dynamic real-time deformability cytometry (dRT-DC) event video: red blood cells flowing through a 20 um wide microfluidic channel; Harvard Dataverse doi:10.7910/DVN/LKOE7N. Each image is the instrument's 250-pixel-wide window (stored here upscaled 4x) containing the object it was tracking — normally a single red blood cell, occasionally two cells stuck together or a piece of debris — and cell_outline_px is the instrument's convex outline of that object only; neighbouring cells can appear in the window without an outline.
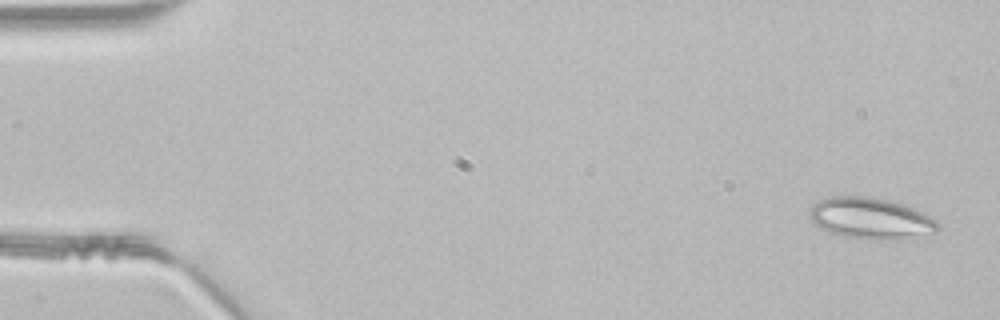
{"species": "common noctule bat (a hibernating species)", "species_latin": "Nyctalus noctula", "temperature_condition": "room temperature", "stored_images_in_passage": 48, "camera_frame_rate_fps": 3000, "um_per_image_px": 0.085, "animal": {"sex": "male", "body_mass_g": 21.5, "forearm_length_mm": 52.0}, "frame": {"image": 1, "passage_image": 2, "time_ms": 0.333, "image_size_px": [1000, 320], "cell_outline_px": [[940, 228], [936, 232], [908, 240], [892, 240], [852, 236], [828, 232], [820, 228], [808, 216], [808, 212], [812, 204], [820, 200], [832, 196], [872, 196], [904, 204], [936, 220], [940, 224]], "centroid_in_image_um": [74.04, 18.55], "position_along_channel_um": 11.0, "area_um2": 30.87}}
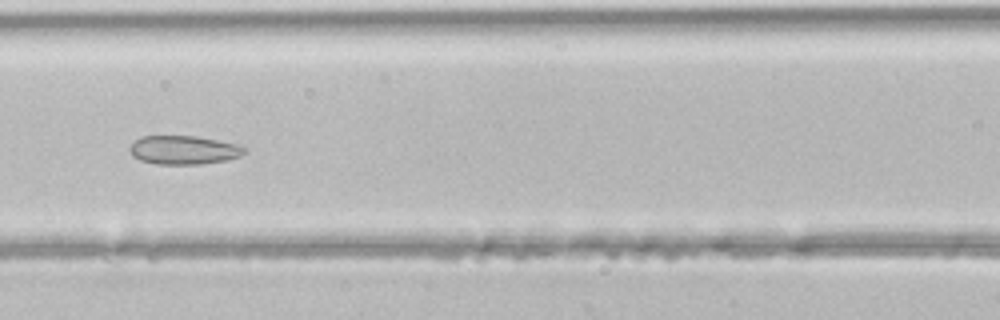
{"frame": {"image": 2, "passage_image": 21, "time_ms": 6.667, "image_size_px": [1000, 320], "cell_outline_px": [[244, 152], [240, 156], [228, 160], [200, 164], [156, 164], [140, 160], [132, 156], [128, 152], [128, 148], [140, 136], [196, 136], [236, 144], [244, 148]], "centroid_in_image_um": [15.56, 12.75], "position_along_channel_um": 151.0, "area_um2": 19.13}}
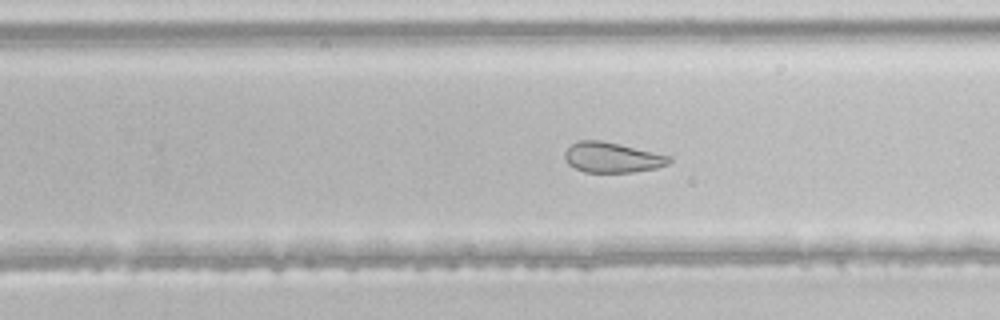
{"frame": {"image": 3, "passage_image": 30, "time_ms": 9.667, "image_size_px": [1000, 320], "cell_outline_px": [[672, 160], [668, 164], [656, 168], [632, 172], [584, 172], [568, 164], [564, 156], [564, 152], [572, 144], [580, 140], [600, 140], [672, 156]], "centroid_in_image_um": [52.04, 13.39], "position_along_channel_um": 277.8, "area_um2": 18.26}}